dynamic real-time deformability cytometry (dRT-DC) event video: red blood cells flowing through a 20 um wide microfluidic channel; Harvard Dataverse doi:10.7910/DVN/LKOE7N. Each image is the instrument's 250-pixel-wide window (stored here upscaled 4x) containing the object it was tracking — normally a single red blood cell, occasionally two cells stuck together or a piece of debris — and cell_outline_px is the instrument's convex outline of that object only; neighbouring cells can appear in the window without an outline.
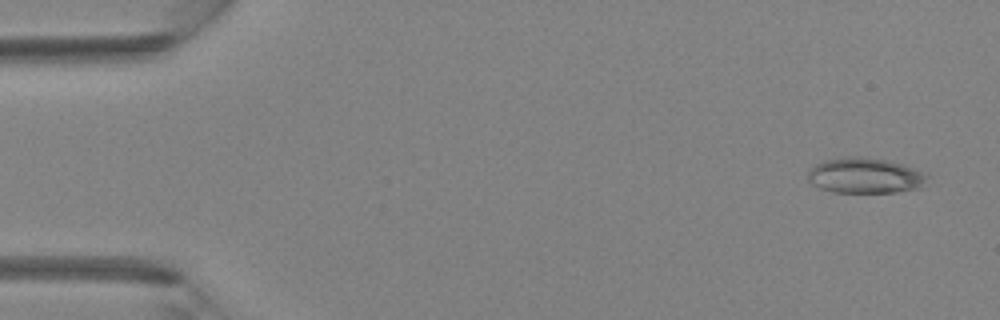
{"species": "Egyptian fruit bat (a non-hibernating species)", "species_latin": "Rousettus aegyptiacus", "temperature_condition": "room temperature", "stored_images_in_passage": 4, "camera_frame_rate_fps": 3000, "um_per_image_px": 0.085, "animal": {"sex": "female"}, "frame": {"image": 1, "passage_image": 1, "time_ms": 0.0, "image_size_px": [1000, 320], "cell_outline_px": [[928, 176], [920, 188], [896, 192], [832, 192], [820, 188], [812, 184], [808, 180], [808, 168], [824, 160], [848, 156], [860, 156], [884, 160], [904, 164]], "centroid_in_image_um": [73.47, 14.92], "position_along_channel_um": 11.5, "area_um2": 24.57}}
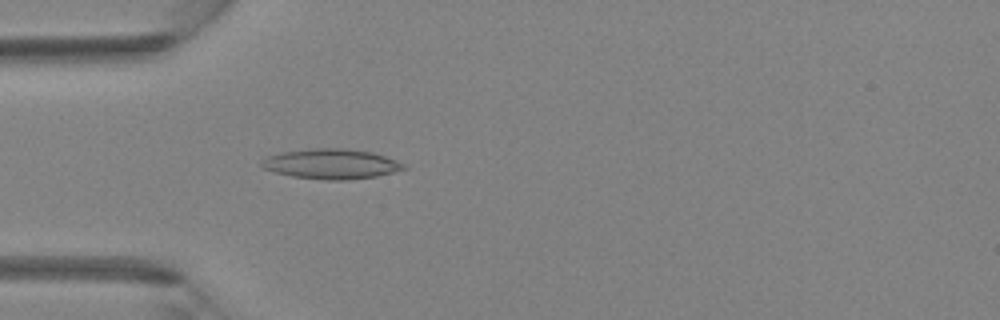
{"frame": {"image": 2, "passage_image": 4, "time_ms": 1.0, "image_size_px": [1000, 320], "cell_outline_px": [[408, 168], [396, 172], [376, 176], [348, 180], [328, 180], [292, 176], [276, 172], [264, 168], [260, 164], [268, 156], [280, 152], [316, 148], [344, 148], [372, 152], [396, 160], [404, 164]], "centroid_in_image_um": [28.2, 13.93], "position_along_channel_um": 56.8, "area_um2": 24.74}}